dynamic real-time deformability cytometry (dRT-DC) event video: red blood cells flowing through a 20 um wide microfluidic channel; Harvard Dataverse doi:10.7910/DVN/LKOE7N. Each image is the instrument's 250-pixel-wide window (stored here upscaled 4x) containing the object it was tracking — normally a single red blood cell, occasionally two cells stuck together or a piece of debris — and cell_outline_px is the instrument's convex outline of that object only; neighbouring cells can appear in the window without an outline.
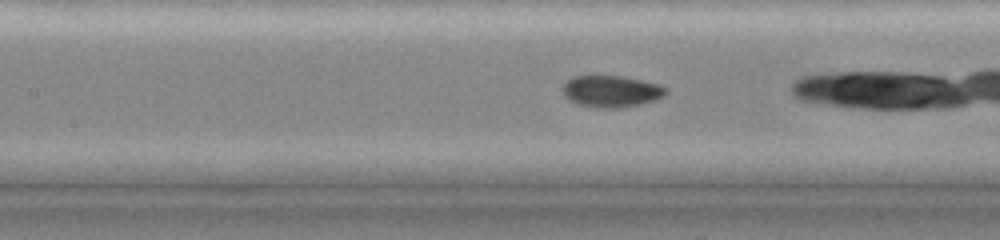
{"species": "common noctule bat (a hibernating species)", "species_latin": "Nyctalus noctula", "temperature_condition": "cold", "stored_images_in_passage": 34, "camera_frame_rate_fps": 3000, "um_per_image_px": 0.085, "animal": {"sex": "female", "body_mass_g": 19.0, "forearm_length_mm": 51.5}, "frame": {"image": 1, "passage_image": 16, "time_ms": 5.0, "image_size_px": [1000, 240], "cell_outline_px": [[668, 92], [664, 96], [640, 104], [620, 108], [596, 108], [580, 104], [564, 96], [560, 88], [572, 76], [620, 76], [660, 84], [668, 88]], "centroid_in_image_um": [51.96, 7.76], "position_along_channel_um": 155.4, "area_um2": 19.02}}
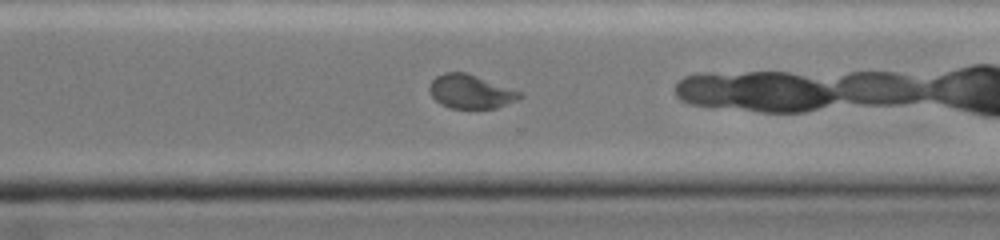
{"frame": {"image": 2, "passage_image": 30, "time_ms": 9.333, "image_size_px": [1000, 240], "cell_outline_px": [[524, 96], [516, 100], [496, 108], [452, 108], [440, 104], [432, 96], [428, 88], [432, 80], [436, 76], [444, 72], [464, 72], [520, 92]], "centroid_in_image_um": [39.96, 7.79], "position_along_channel_um": 330.6, "area_um2": 17.4}}